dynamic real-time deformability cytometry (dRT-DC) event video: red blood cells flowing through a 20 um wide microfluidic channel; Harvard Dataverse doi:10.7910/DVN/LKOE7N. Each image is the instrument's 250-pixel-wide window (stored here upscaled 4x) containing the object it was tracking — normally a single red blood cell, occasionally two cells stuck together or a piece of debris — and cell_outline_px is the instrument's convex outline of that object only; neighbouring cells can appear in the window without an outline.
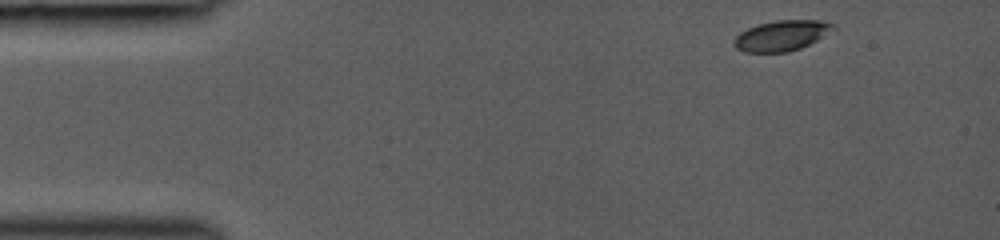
{"species": "common noctule bat (a hibernating species)", "species_latin": "Nyctalus noctula", "temperature_condition": "room temperature", "stored_images_in_passage": 10, "camera_frame_rate_fps": 3000, "um_per_image_px": 0.085, "animal": {"sex": "female", "body_mass_g": 19.0, "forearm_length_mm": 53.3}, "frame": {"image": 1, "passage_image": 1, "time_ms": 0.0, "image_size_px": [1000, 240], "cell_outline_px": [[836, 28], [816, 40], [800, 48], [788, 52], [744, 52], [736, 48], [732, 44], [736, 36], [740, 32], [756, 24], [776, 20], [816, 20], [836, 24]], "centroid_in_image_um": [66.41, 3.02], "position_along_channel_um": 18.6, "area_um2": 17.57}}
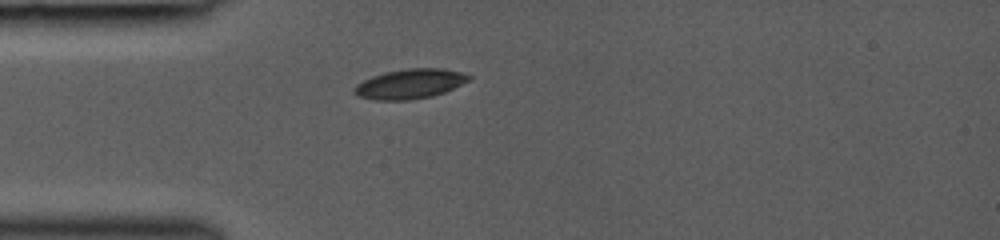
{"frame": {"image": 2, "passage_image": 9, "time_ms": 2.667, "image_size_px": [1000, 240], "cell_outline_px": [[472, 76], [468, 80], [444, 92], [432, 96], [412, 100], [376, 100], [356, 96], [352, 92], [352, 88], [356, 84], [372, 76], [384, 72], [408, 68], [440, 68], [460, 72]], "centroid_in_image_um": [34.77, 7.13], "position_along_channel_um": 50.2, "area_um2": 19.83}}